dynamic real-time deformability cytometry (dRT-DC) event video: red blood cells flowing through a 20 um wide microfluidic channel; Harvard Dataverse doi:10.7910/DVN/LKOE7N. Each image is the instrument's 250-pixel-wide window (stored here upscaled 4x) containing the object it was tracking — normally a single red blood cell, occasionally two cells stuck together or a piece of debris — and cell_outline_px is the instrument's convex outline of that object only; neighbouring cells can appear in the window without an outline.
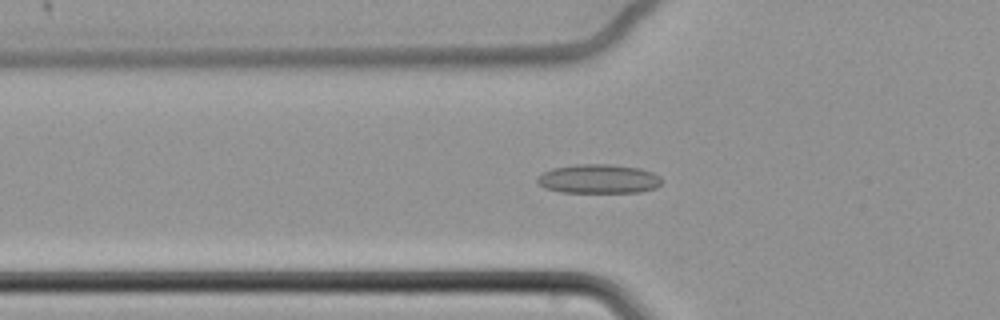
{"species": "common noctule bat (a hibernating species)", "species_latin": "Nyctalus noctula", "temperature_condition": "cold", "stored_images_in_passage": 66, "camera_frame_rate_fps": 3000, "um_per_image_px": 0.085, "animal": {"sex": "female", "body_mass_g": 22.7, "forearm_length_mm": 54.2}, "frame": {"image": 1, "passage_image": 26, "time_ms": 8.333, "image_size_px": [1000, 320], "cell_outline_px": [[660, 184], [656, 188], [640, 192], [560, 192], [544, 188], [536, 180], [536, 176], [552, 168], [576, 164], [612, 164], [640, 168], [652, 172], [660, 176]], "centroid_in_image_um": [50.86, 15.2], "position_along_channel_um": 74.9, "area_um2": 21.21}}
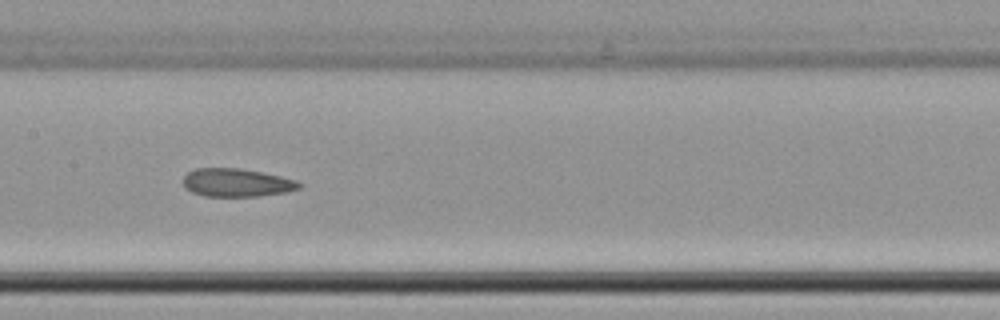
{"frame": {"image": 2, "passage_image": 36, "time_ms": 11.667, "image_size_px": [1000, 320], "cell_outline_px": [[304, 184], [300, 188], [288, 192], [260, 196], [204, 196], [192, 192], [184, 188], [184, 176], [188, 172], [196, 168], [240, 168], [280, 176], [296, 180]], "centroid_in_image_um": [20.13, 15.53], "position_along_channel_um": 187.3, "area_um2": 19.13}}
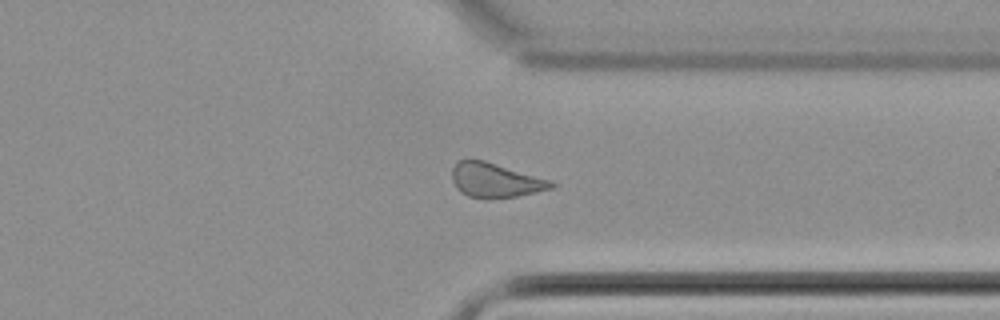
{"frame": {"image": 3, "passage_image": 52, "time_ms": 17.0, "image_size_px": [1000, 320], "cell_outline_px": [[556, 188], [516, 196], [488, 200], [484, 200], [468, 196], [460, 192], [456, 188], [452, 180], [452, 168], [456, 160], [484, 160], [552, 180], [556, 184]], "centroid_in_image_um": [42.11, 15.34], "position_along_channel_um": 369.3, "area_um2": 20.35}, "authors_computed_cell_mechanics": {"area_um2": 20.808, "velocity_mm_per_s": 3.4104, "shape_relaxation_time_tau1_ms": null, "shape_relaxation_time_tau2_ms": 4.4625, "deformation_change_tau1": null, "deformation_change_tau2": 0.0938}}